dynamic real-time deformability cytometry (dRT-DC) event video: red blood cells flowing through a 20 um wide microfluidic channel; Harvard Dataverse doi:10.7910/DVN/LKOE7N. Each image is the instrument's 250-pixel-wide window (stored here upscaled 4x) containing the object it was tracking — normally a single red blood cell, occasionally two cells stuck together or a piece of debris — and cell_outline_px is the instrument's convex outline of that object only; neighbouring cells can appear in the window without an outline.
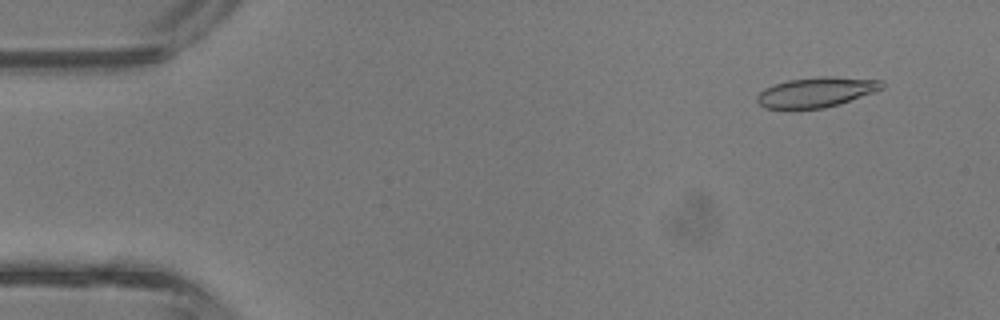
{"species": "common noctule bat (a hibernating species)", "species_latin": "Nyctalus noctula", "temperature_condition": "room temperature", "stored_images_in_passage": 3, "camera_frame_rate_fps": 3000, "um_per_image_px": 0.085, "animal": {"sex": "male", "body_mass_g": 13.3}, "frame": {"image": 1, "passage_image": 1, "time_ms": 0.0, "image_size_px": [1000, 320], "cell_outline_px": [[884, 88], [876, 92], [840, 104], [824, 108], [764, 108], [756, 100], [756, 96], [764, 88], [788, 80], [820, 76], [832, 76], [880, 80], [884, 84]], "centroid_in_image_um": [69.42, 7.83], "position_along_channel_um": 15.6, "area_um2": 21.85}}
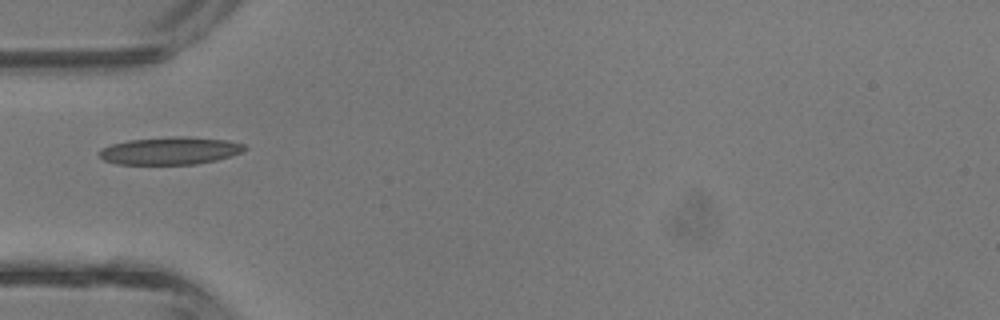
{"frame": {"image": 2, "passage_image": 3, "time_ms": 0.667, "image_size_px": [1000, 320], "cell_outline_px": [[248, 148], [240, 152], [216, 160], [196, 164], [116, 164], [104, 160], [100, 156], [100, 148], [112, 144], [128, 140], [176, 136], [184, 136], [228, 140], [244, 144]], "centroid_in_image_um": [14.45, 12.81], "position_along_channel_um": 70.5, "area_um2": 23.24}}